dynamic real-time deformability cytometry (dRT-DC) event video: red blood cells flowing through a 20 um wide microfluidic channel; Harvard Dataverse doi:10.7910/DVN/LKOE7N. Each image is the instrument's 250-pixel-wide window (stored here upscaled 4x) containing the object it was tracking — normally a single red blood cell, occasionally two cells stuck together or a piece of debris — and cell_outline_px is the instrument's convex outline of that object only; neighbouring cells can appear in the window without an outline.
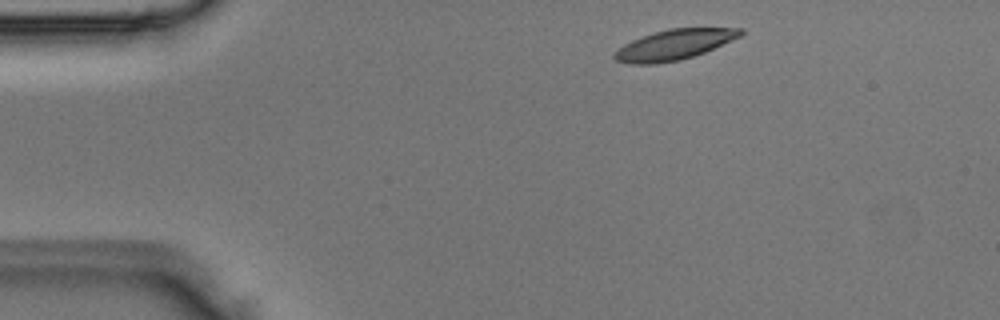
{"species": "Egyptian fruit bat (a non-hibernating species)", "species_latin": "Rousettus aegyptiacus", "temperature_condition": "room temperature", "stored_images_in_passage": 2, "camera_frame_rate_fps": 3000, "um_per_image_px": 0.085, "animal": {"sex": "male"}, "frame": {"image": 1, "passage_image": 1, "time_ms": 0.0, "image_size_px": [1000, 320], "cell_outline_px": [[744, 32], [740, 36], [704, 52], [680, 60], [652, 64], [632, 64], [616, 60], [612, 56], [612, 52], [624, 44], [632, 40], [668, 28], [744, 28]], "centroid_in_image_um": [57.27, 3.8], "position_along_channel_um": 27.7, "area_um2": 21.96}}